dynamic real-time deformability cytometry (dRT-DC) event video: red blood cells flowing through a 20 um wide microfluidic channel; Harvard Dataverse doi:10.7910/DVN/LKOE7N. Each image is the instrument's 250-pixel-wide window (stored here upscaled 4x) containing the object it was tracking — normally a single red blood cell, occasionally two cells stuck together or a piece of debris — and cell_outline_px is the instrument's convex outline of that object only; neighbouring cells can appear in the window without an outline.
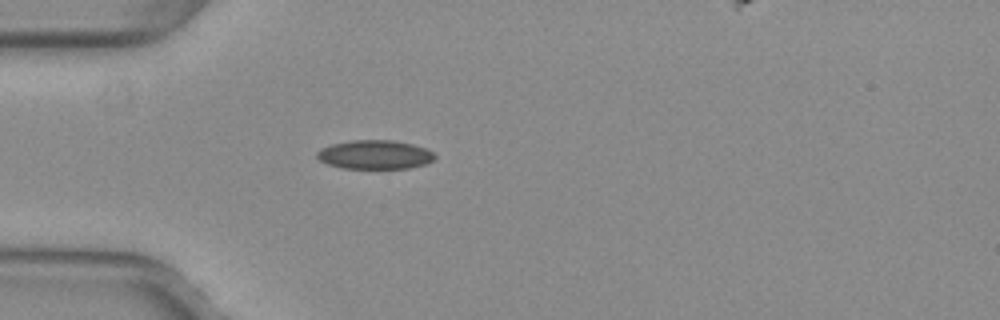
{"species": "common noctule bat (a hibernating species)", "species_latin": "Nyctalus noctula", "temperature_condition": "warm", "stored_images_in_passage": 29, "camera_frame_rate_fps": 3000, "um_per_image_px": 0.085, "animal": {"sex": "female", "body_mass_g": 29.2, "forearm_length_mm": 56.3}, "frame": {"image": 1, "passage_image": 1, "time_ms": 0.0, "image_size_px": [1000, 320], "cell_outline_px": [[436, 156], [432, 160], [424, 164], [408, 168], [344, 168], [328, 164], [320, 160], [316, 156], [316, 152], [320, 148], [332, 144], [352, 140], [392, 140], [412, 144], [424, 148], [432, 152]], "centroid_in_image_um": [31.83, 13.14], "position_along_channel_um": 53.2, "area_um2": 19.65}}
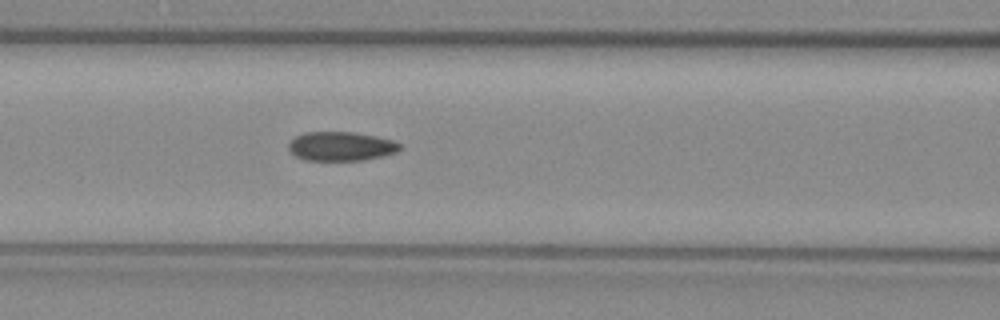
{"frame": {"image": 2, "passage_image": 8, "time_ms": 2.333, "image_size_px": [1000, 320], "cell_outline_px": [[400, 148], [396, 152], [384, 156], [364, 160], [304, 160], [296, 156], [288, 148], [288, 144], [296, 136], [304, 132], [356, 132], [376, 136], [392, 140], [400, 144]], "centroid_in_image_um": [28.99, 12.43], "position_along_channel_um": 137.6, "area_um2": 18.84}}
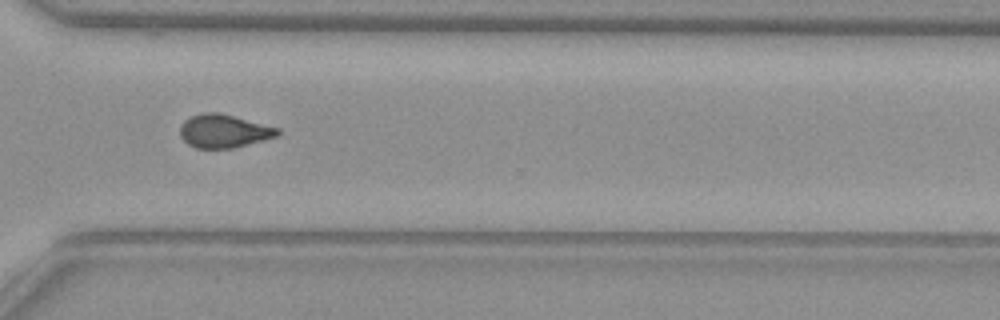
{"frame": {"image": 3, "passage_image": 24, "time_ms": 7.667, "image_size_px": [1000, 320], "cell_outline_px": [[280, 132], [276, 136], [232, 148], [196, 148], [188, 144], [180, 136], [180, 124], [184, 120], [192, 116], [204, 112], [216, 112], [280, 128]], "centroid_in_image_um": [18.98, 11.14], "position_along_channel_um": 351.6, "area_um2": 18.61}, "authors_computed_cell_mechanics": {"area_um2": 19.0162, "velocity_mm_per_s": 4.0181, "shape_relaxation_time_tau1_ms": null, "shape_relaxation_time_tau2_ms": 2.5505, "deformation_change_tau1": null, "deformation_change_tau2": 0.0798}}